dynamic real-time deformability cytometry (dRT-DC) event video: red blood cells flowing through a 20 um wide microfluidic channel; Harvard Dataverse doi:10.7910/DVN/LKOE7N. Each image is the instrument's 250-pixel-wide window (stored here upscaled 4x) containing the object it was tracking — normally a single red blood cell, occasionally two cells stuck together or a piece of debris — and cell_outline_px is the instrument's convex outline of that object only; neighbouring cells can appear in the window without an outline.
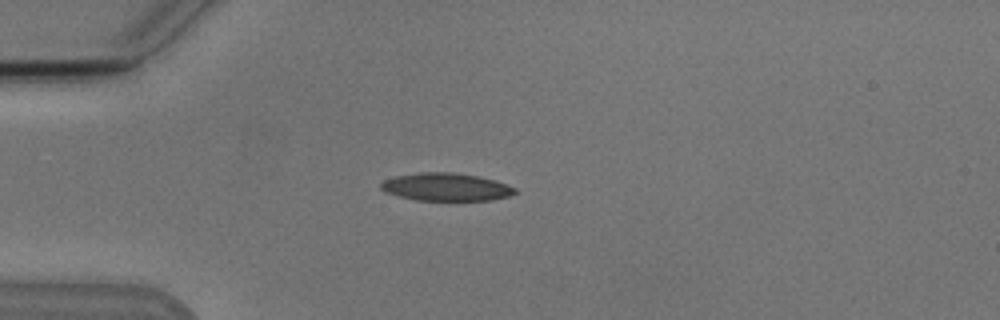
{"species": "Egyptian fruit bat (a non-hibernating species)", "species_latin": "Rousettus aegyptiacus", "temperature_condition": "cold", "stored_images_in_passage": 7, "camera_frame_rate_fps": 3000, "um_per_image_px": 0.085, "animal": {"sex": "male"}, "frame": {"image": 1, "passage_image": 4, "time_ms": 3.667, "image_size_px": [1000, 320], "cell_outline_px": [[516, 192], [508, 196], [492, 200], [416, 200], [384, 192], [380, 188], [380, 184], [384, 180], [396, 176], [420, 172], [456, 172], [480, 176], [516, 188]], "centroid_in_image_um": [37.89, 15.89], "position_along_channel_um": 47.1, "area_um2": 21.62}}
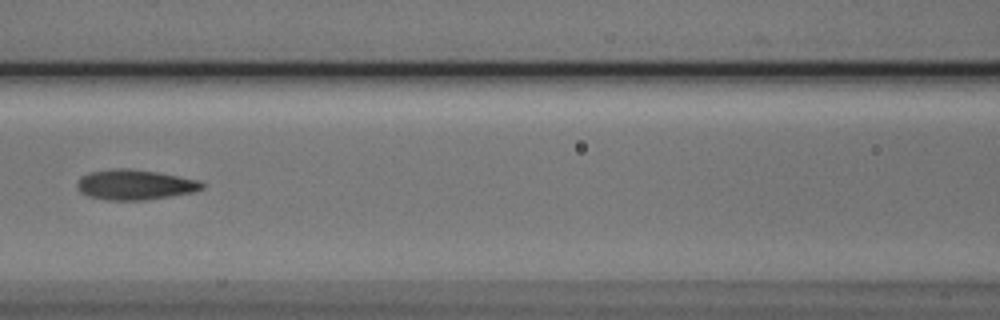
{"frame": {"image": 2, "passage_image": 7, "time_ms": 7.0, "image_size_px": [1000, 320], "cell_outline_px": [[204, 188], [196, 192], [144, 200], [108, 200], [88, 196], [80, 192], [76, 184], [84, 176], [92, 172], [116, 168], [128, 168], [156, 172], [180, 176], [200, 180], [204, 184]], "centroid_in_image_um": [11.53, 15.7], "position_along_channel_um": 155.1, "area_um2": 21.85}}